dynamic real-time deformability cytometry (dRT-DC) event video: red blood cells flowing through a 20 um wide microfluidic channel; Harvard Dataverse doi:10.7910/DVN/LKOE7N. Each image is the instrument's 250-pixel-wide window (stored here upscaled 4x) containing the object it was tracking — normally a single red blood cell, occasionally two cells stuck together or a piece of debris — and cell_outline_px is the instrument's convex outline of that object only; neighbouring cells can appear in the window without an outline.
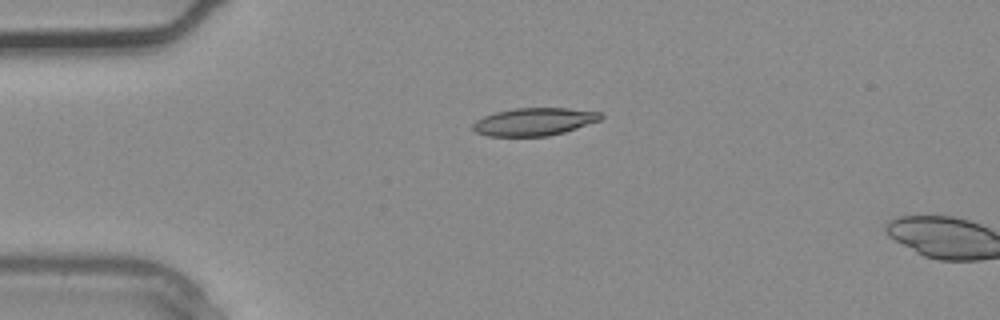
{"species": "common noctule bat (a hibernating species)", "species_latin": "Nyctalus noctula", "temperature_condition": "warm", "stored_images_in_passage": 2, "segment_of_instrument_passage": [1, 2], "camera_frame_rate_fps": 3000, "um_per_image_px": 0.085, "animal": {"sex": "male", "body_mass_g": 20.4}, "frame": {"image": 1, "passage_image": 1, "time_ms": 0.0, "image_size_px": [1000, 320], "cell_outline_px": [[604, 116], [600, 120], [564, 132], [548, 136], [488, 136], [476, 132], [472, 128], [472, 124], [476, 120], [484, 116], [496, 112], [512, 108], [568, 108], [604, 112]], "centroid_in_image_um": [45.42, 10.34], "position_along_channel_um": 39.6, "area_um2": 20.75}}